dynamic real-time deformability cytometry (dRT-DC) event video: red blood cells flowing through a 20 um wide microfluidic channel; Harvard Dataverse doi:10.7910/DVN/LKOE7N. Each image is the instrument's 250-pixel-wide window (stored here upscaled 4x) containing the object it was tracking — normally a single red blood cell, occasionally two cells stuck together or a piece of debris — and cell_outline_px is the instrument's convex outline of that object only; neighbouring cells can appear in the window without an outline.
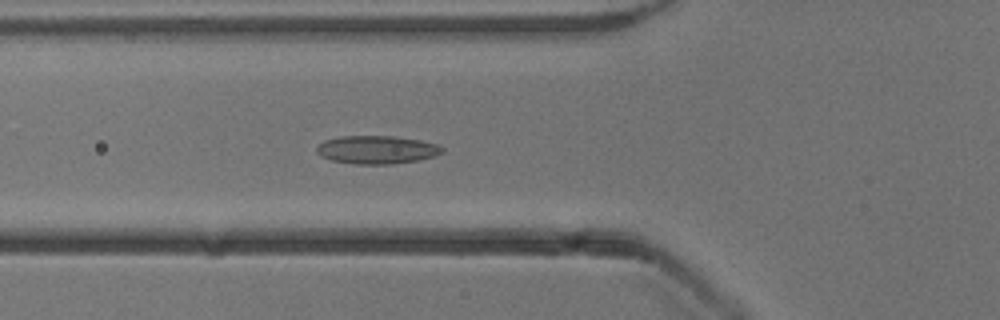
{"species": "common noctule bat (a hibernating species)", "species_latin": "Nyctalus noctula", "temperature_condition": "cold", "stored_images_in_passage": 51, "camera_frame_rate_fps": 3000, "um_per_image_px": 0.085, "animal": {"sex": "male", "body_mass_g": 13.3}, "frame": {"image": 1, "passage_image": 18, "time_ms": 5.667, "image_size_px": [1000, 320], "cell_outline_px": [[444, 152], [432, 156], [416, 160], [392, 164], [356, 164], [332, 160], [320, 156], [316, 152], [316, 148], [324, 140], [340, 136], [392, 136], [420, 140], [436, 144], [444, 148]], "centroid_in_image_um": [32.0, 12.72], "position_along_channel_um": 93.8, "area_um2": 20.46}}
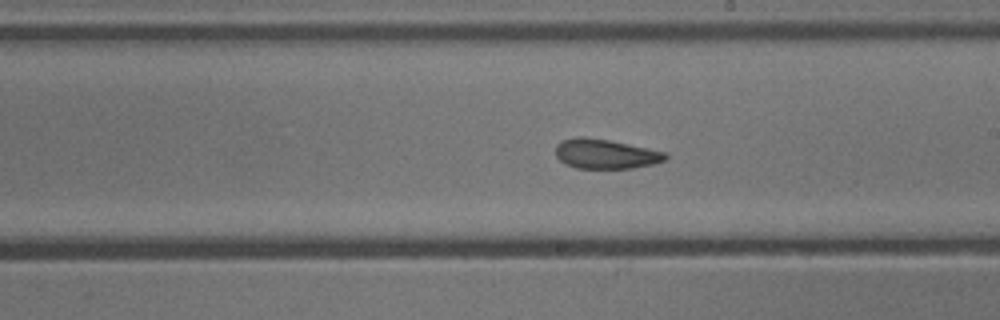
{"frame": {"image": 2, "passage_image": 29, "time_ms": 9.333, "image_size_px": [1000, 320], "cell_outline_px": [[668, 156], [664, 160], [652, 164], [632, 168], [576, 168], [564, 164], [556, 156], [556, 144], [560, 140], [576, 136], [584, 136], [608, 140], [664, 152]], "centroid_in_image_um": [51.38, 13.08], "position_along_channel_um": 237.6, "area_um2": 18.84}}
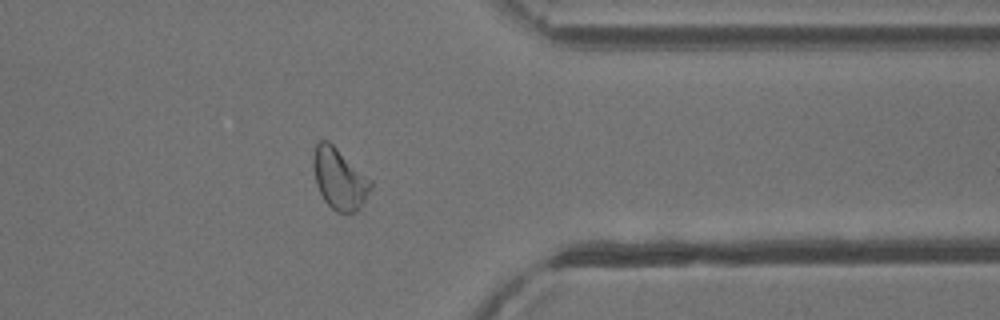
{"frame": {"image": 3, "passage_image": 41, "time_ms": 13.333, "image_size_px": [1000, 320], "cell_outline_px": [[372, 188], [360, 208], [356, 212], [336, 212], [324, 200], [316, 184], [312, 168], [312, 156], [316, 140], [328, 140], [372, 180]], "centroid_in_image_um": [28.82, 15.17], "position_along_channel_um": 382.6, "area_um2": 20.63}, "authors_computed_cell_mechanics": {"area_um2": 20.6346, "velocity_mm_per_s": 3.906, "shape_relaxation_time_tau1_ms": 9.7099, "shape_relaxation_time_tau2_ms": 2.0964, "deformation_change_tau1": 0.1449, "deformation_change_tau2": 0.0836}}